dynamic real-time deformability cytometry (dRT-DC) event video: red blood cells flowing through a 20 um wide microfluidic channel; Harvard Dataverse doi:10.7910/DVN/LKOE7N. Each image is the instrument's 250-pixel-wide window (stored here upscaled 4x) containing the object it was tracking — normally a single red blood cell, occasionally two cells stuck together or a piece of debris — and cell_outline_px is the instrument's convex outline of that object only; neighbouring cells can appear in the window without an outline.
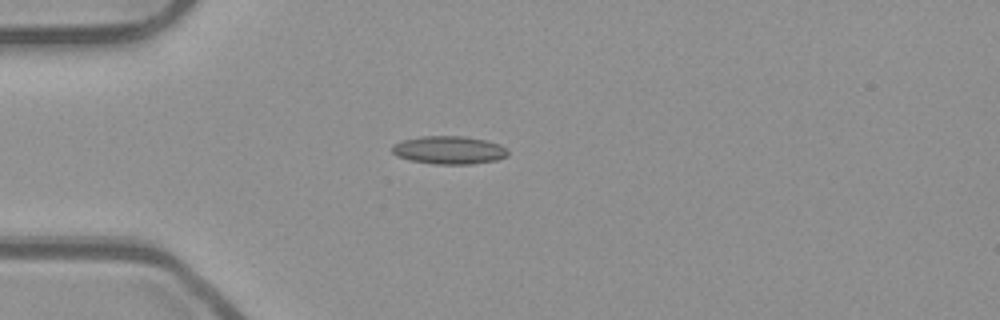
{"species": "common noctule bat (a hibernating species)", "species_latin": "Nyctalus noctula", "temperature_condition": "room temperature", "stored_images_in_passage": 39, "camera_frame_rate_fps": 3000, "um_per_image_px": 0.085, "animal": {"sex": "male", "body_mass_g": 23.1, "forearm_length_mm": 52.7}, "frame": {"image": 1, "passage_image": 1, "time_ms": 0.0, "image_size_px": [1000, 320], "cell_outline_px": [[508, 156], [496, 160], [472, 164], [432, 164], [412, 160], [396, 156], [392, 152], [392, 144], [404, 140], [420, 136], [464, 136], [488, 140], [500, 144], [508, 148]], "centroid_in_image_um": [38.2, 12.75], "position_along_channel_um": 46.8, "area_um2": 19.13}}
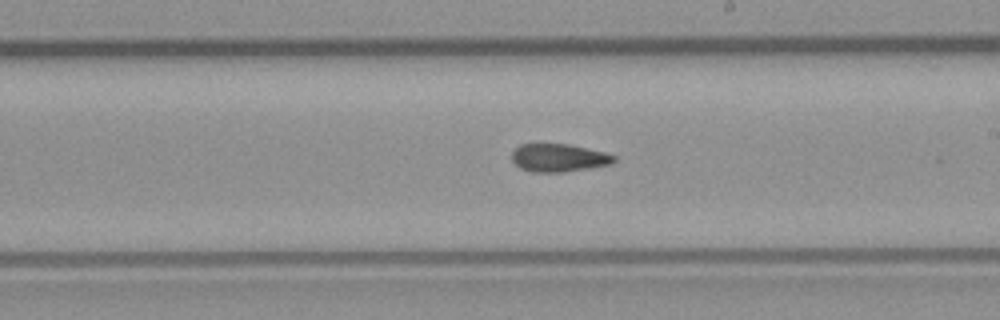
{"frame": {"image": 2, "passage_image": 17, "time_ms": 5.333, "image_size_px": [1000, 320], "cell_outline_px": [[616, 160], [612, 164], [564, 172], [532, 172], [520, 168], [512, 160], [512, 152], [520, 144], [568, 144], [604, 152], [616, 156]], "centroid_in_image_um": [47.49, 13.42], "position_along_channel_um": 241.5, "area_um2": 16.59}}
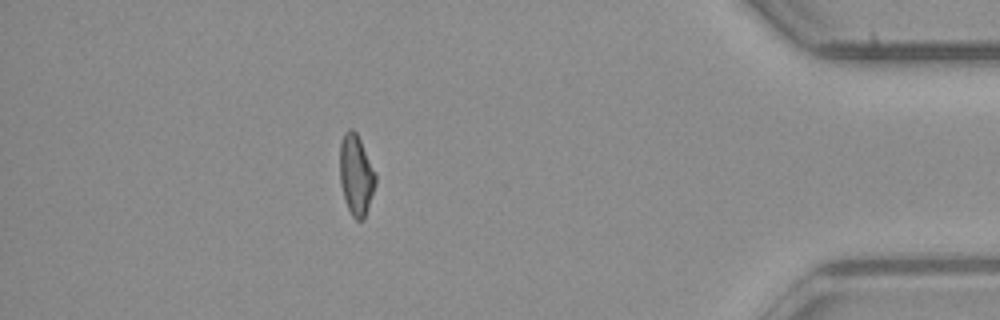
{"frame": {"image": 3, "passage_image": 33, "time_ms": 10.667, "image_size_px": [1000, 320], "cell_outline_px": [[376, 184], [364, 220], [356, 220], [352, 216], [344, 200], [340, 184], [340, 144], [344, 132], [348, 128], [352, 128], [356, 132], [360, 140], [376, 176]], "centroid_in_image_um": [30.25, 14.89], "position_along_channel_um": 405.0, "area_um2": 16.7}, "authors_computed_cell_mechanics": {"area_um2": 17.051, "velocity_mm_per_s": 3.9656, "shape_relaxation_time_tau1_ms": null, "shape_relaxation_time_tau2_ms": 2.9183, "deformation_change_tau1": null, "deformation_change_tau2": 0.1028}}